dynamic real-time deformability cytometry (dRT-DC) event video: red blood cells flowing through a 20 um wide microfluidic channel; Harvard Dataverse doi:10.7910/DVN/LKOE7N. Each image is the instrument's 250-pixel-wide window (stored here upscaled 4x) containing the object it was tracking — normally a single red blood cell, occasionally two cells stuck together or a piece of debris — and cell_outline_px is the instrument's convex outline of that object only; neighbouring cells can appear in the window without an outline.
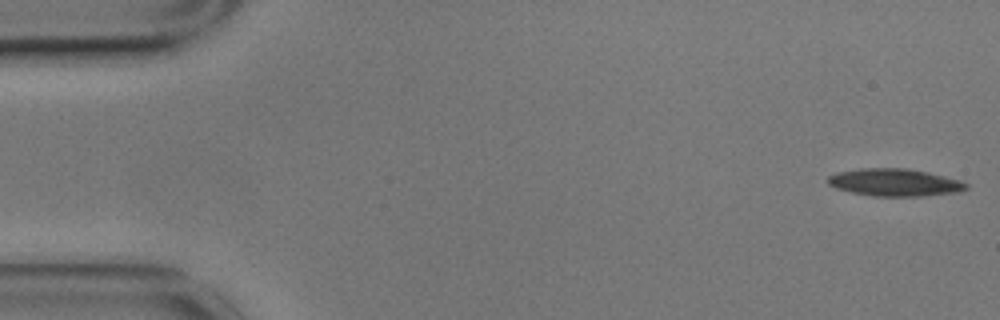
{"species": "common noctule bat (a hibernating species)", "species_latin": "Nyctalus noctula", "temperature_condition": "cold", "stored_images_in_passage": 51, "camera_frame_rate_fps": 3000, "um_per_image_px": 0.085, "animal": {"sex": "male", "body_mass_g": 17.9}, "frame": {"image": 1, "passage_image": 1, "time_ms": 0.0, "image_size_px": [1000, 320], "cell_outline_px": [[968, 188], [956, 192], [924, 196], [872, 196], [852, 192], [836, 188], [828, 184], [828, 176], [836, 172], [860, 168], [904, 168], [944, 176], [960, 180], [968, 184]], "centroid_in_image_um": [76.02, 15.51], "position_along_channel_um": 9.0, "area_um2": 21.96}}
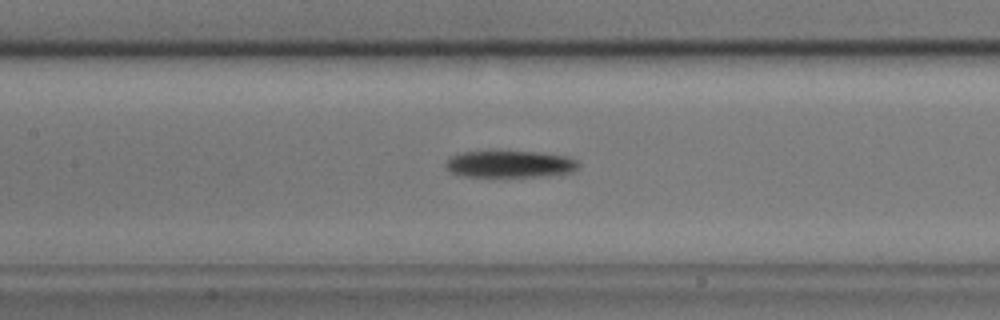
{"frame": {"image": 2, "passage_image": 25, "time_ms": 8.0, "image_size_px": [1000, 320], "cell_outline_px": [[580, 168], [576, 172], [548, 176], [460, 176], [452, 172], [444, 164], [448, 156], [464, 152], [492, 148], [500, 148], [540, 152], [568, 156], [580, 160]], "centroid_in_image_um": [43.39, 13.89], "position_along_channel_um": 164.0, "area_um2": 22.25}}
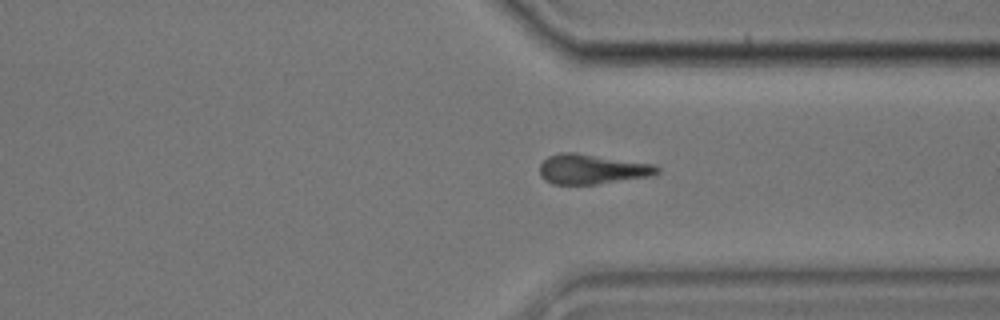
{"frame": {"image": 3, "passage_image": 42, "time_ms": 13.667, "image_size_px": [1000, 320], "cell_outline_px": [[660, 172], [652, 176], [596, 184], [552, 184], [544, 180], [540, 176], [540, 164], [548, 156], [560, 152], [576, 152], [656, 164], [660, 168]], "centroid_in_image_um": [50.34, 14.37], "position_along_channel_um": 361.1, "area_um2": 20.75}, "authors_computed_cell_mechanics": {"area_um2": 21.7906, "velocity_mm_per_s": 3.4874, "shape_relaxation_time_tau1_ms": 3.6504, "shape_relaxation_time_tau2_ms": null, "deformation_change_tau1": 0.1031, "deformation_change_tau2": null}}